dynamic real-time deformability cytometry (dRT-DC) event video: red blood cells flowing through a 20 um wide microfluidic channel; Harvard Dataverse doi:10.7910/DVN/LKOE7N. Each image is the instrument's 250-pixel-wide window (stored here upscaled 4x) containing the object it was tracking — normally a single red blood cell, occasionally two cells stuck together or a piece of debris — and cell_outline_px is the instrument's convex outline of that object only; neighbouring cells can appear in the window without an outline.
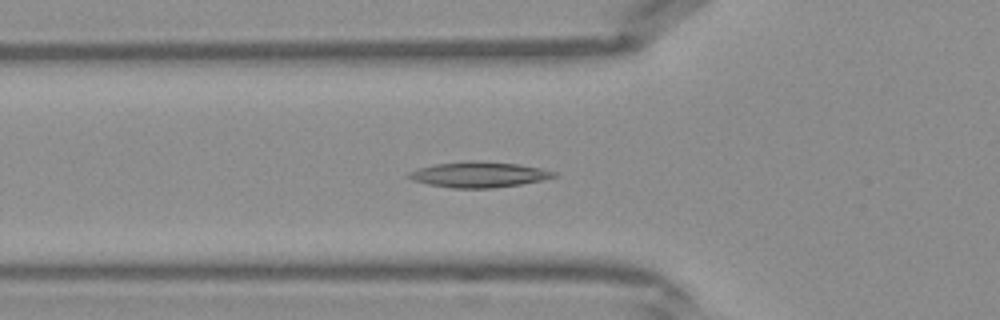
{"species": "Egyptian fruit bat (a non-hibernating species)", "species_latin": "Rousettus aegyptiacus", "temperature_condition": "warm", "stored_images_in_passage": 41, "camera_frame_rate_fps": 3000, "um_per_image_px": 0.085, "frame": {"image": 1, "passage_image": 14, "time_ms": 4.333, "image_size_px": [1000, 320], "cell_outline_px": [[556, 176], [540, 180], [520, 184], [492, 188], [452, 188], [428, 184], [412, 180], [408, 176], [408, 172], [420, 168], [436, 164], [468, 160], [520, 164], [540, 168], [556, 172]], "centroid_in_image_um": [40.68, 14.83], "position_along_channel_um": 85.1, "area_um2": 21.39}}
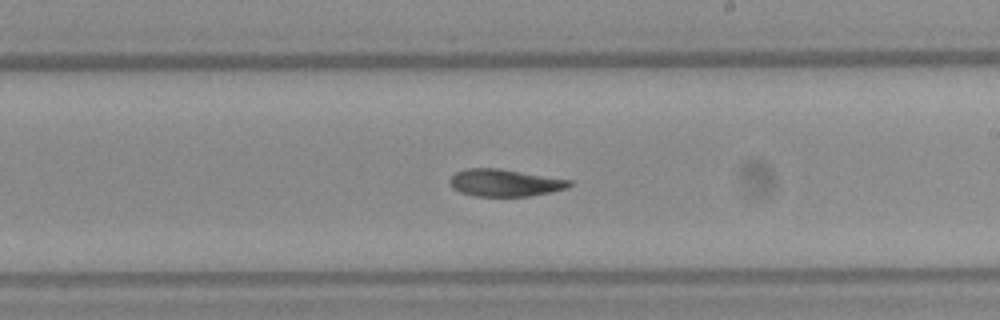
{"frame": {"image": 2, "passage_image": 24, "time_ms": 7.667, "image_size_px": [1000, 320], "cell_outline_px": [[572, 184], [568, 188], [528, 196], [476, 196], [460, 192], [452, 188], [448, 180], [456, 172], [468, 168], [500, 168], [572, 180]], "centroid_in_image_um": [42.89, 15.53], "position_along_channel_um": 246.1, "area_um2": 18.96}}
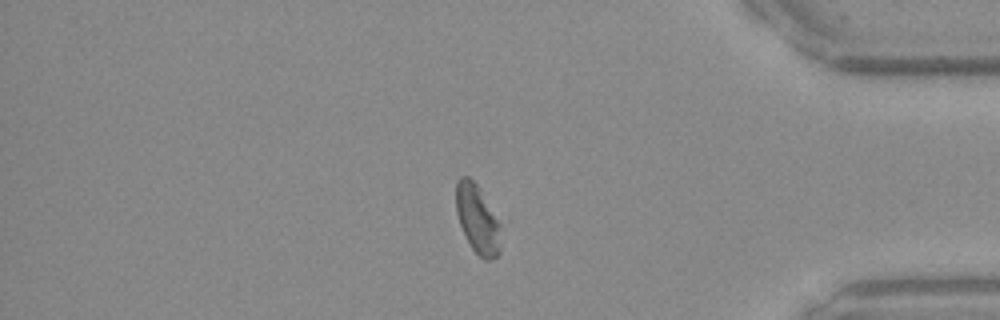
{"frame": {"image": 3, "passage_image": 35, "time_ms": 11.333, "image_size_px": [1000, 320], "cell_outline_px": [[500, 248], [496, 256], [488, 260], [484, 260], [472, 248], [460, 224], [456, 212], [456, 180], [460, 176], [468, 176], [476, 184], [500, 224]], "centroid_in_image_um": [40.56, 18.61], "position_along_channel_um": 394.6, "area_um2": 17.4}}